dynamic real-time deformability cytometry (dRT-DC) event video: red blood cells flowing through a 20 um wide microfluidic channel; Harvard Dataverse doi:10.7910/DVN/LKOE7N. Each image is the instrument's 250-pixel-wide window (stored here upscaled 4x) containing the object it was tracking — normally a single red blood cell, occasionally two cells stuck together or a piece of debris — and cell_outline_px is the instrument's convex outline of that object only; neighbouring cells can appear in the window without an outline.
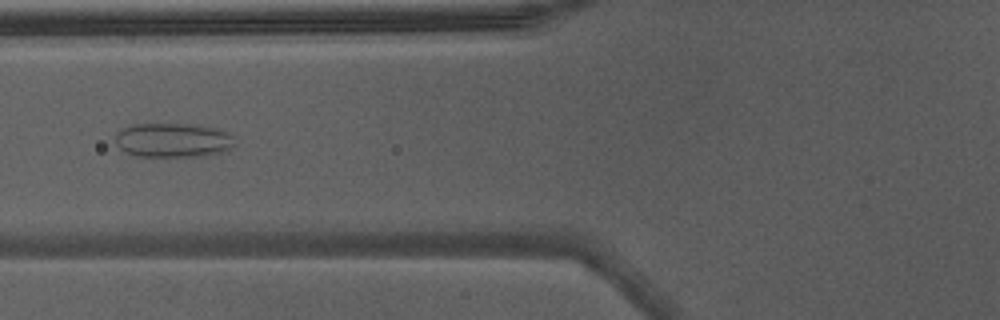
{"species": "Egyptian fruit bat (a non-hibernating species)", "species_latin": "Rousettus aegyptiacus", "temperature_condition": "warm", "stored_images_in_passage": 50, "camera_frame_rate_fps": 3000, "um_per_image_px": 0.085, "animal": {"sex": "male"}, "frame": {"image": 1, "passage_image": 22, "time_ms": 7.0, "image_size_px": [1000, 320], "cell_outline_px": [[236, 144], [232, 148], [224, 152], [204, 156], [136, 156], [124, 152], [116, 144], [116, 132], [120, 128], [136, 124], [192, 124], [216, 128], [228, 132], [232, 136]], "centroid_in_image_um": [14.72, 11.92], "position_along_channel_um": 111.1, "area_um2": 24.16}, "authors_computed_cell_mechanics": {"area_um2": 26.9059, "velocity_mm_per_s": 4.3828, "shape_relaxation_time_tau1_ms": null, "shape_relaxation_time_tau2_ms": 1.0831, "deformation_change_tau1": null, "deformation_change_tau2": 0.0916}}